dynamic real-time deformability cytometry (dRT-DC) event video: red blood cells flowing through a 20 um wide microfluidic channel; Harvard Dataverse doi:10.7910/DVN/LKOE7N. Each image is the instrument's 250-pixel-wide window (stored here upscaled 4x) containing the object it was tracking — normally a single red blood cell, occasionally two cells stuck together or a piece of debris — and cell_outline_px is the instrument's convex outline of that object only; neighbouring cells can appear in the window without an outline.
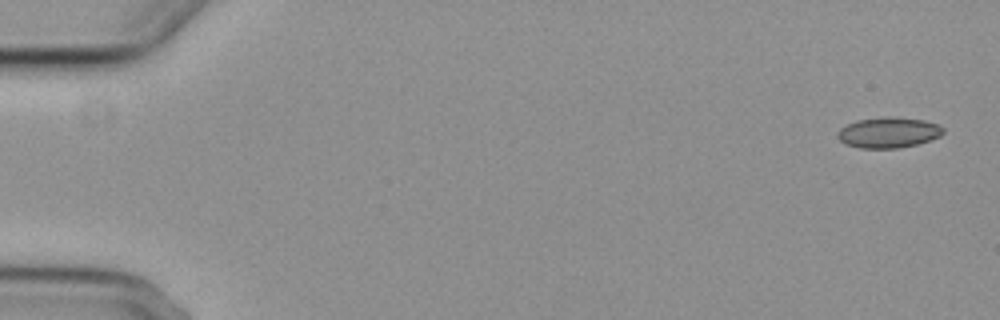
{"species": "common noctule bat (a hibernating species)", "species_latin": "Nyctalus noctula", "temperature_condition": "cold", "stored_images_in_passage": 8, "camera_frame_rate_fps": 3000, "um_per_image_px": 0.085, "animal": {"sex": "female", "body_mass_g": 29.2, "forearm_length_mm": 56.3}, "frame": {"image": 1, "passage_image": 1, "time_ms": 0.0, "image_size_px": [1000, 320], "cell_outline_px": [[944, 132], [940, 136], [916, 144], [900, 148], [860, 148], [844, 144], [836, 136], [836, 132], [840, 128], [856, 120], [884, 116], [896, 116], [924, 120], [940, 124], [944, 128]], "centroid_in_image_um": [75.51, 11.25], "position_along_channel_um": 9.5, "area_um2": 19.13}}
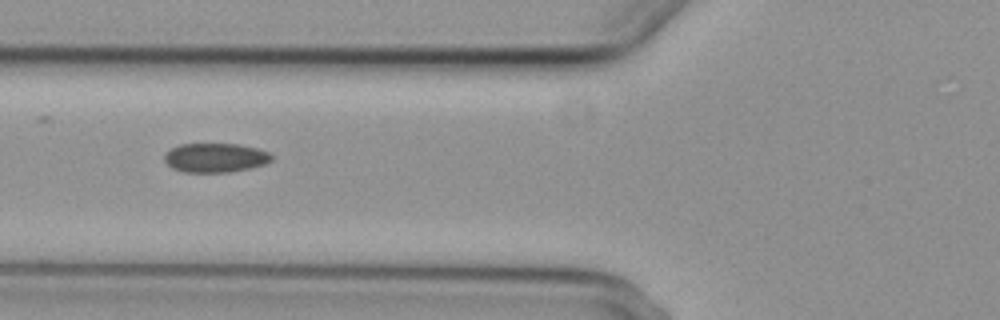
{"frame": {"image": 2, "passage_image": 6, "time_ms": 6.667, "image_size_px": [1000, 320], "cell_outline_px": [[272, 160], [264, 164], [248, 168], [228, 172], [184, 172], [172, 168], [164, 160], [164, 156], [172, 148], [180, 144], [236, 144], [256, 148], [268, 152], [272, 156]], "centroid_in_image_um": [18.29, 13.41], "position_along_channel_um": 107.5, "area_um2": 17.98}}
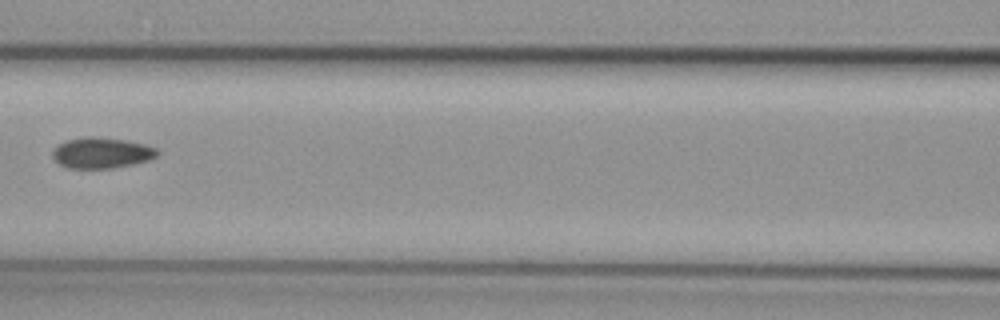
{"frame": {"image": 3, "passage_image": 7, "time_ms": 8.0, "image_size_px": [1000, 320], "cell_outline_px": [[160, 152], [156, 156], [148, 160], [132, 164], [112, 168], [68, 168], [60, 164], [52, 156], [52, 152], [64, 140], [88, 136], [96, 136], [128, 140], [144, 144], [156, 148]], "centroid_in_image_um": [8.64, 12.98], "position_along_channel_um": 158.0, "area_um2": 18.79}}